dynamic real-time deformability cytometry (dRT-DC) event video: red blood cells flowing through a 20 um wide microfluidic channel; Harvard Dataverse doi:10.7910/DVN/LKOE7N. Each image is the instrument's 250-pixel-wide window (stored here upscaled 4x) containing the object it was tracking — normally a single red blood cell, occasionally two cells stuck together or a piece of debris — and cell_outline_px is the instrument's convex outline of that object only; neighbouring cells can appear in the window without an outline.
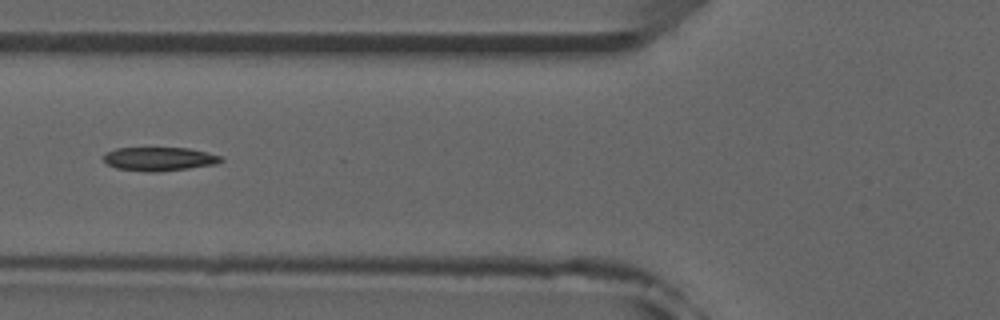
{"species": "common noctule bat (a hibernating species)", "species_latin": "Nyctalus noctula", "temperature_condition": "room temperature", "stored_images_in_passage": 46, "camera_frame_rate_fps": 3000, "um_per_image_px": 0.085, "animal": {"sex": "male", "forearm_length_mm": 52.5}, "frame": {"image": 1, "passage_image": 14, "time_ms": 4.333, "image_size_px": [1000, 320], "cell_outline_px": [[224, 160], [216, 164], [188, 168], [156, 172], [148, 172], [116, 168], [108, 164], [104, 160], [104, 152], [116, 148], [188, 148], [208, 152], [224, 156]], "centroid_in_image_um": [13.56, 13.5], "position_along_channel_um": 112.2, "area_um2": 16.3}}